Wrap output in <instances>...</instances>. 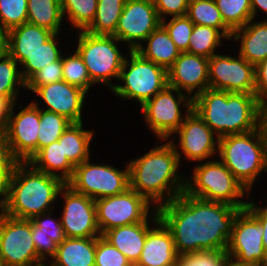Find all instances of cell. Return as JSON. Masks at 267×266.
Returning a JSON list of instances; mask_svg holds the SVG:
<instances>
[{
	"label": "cell",
	"instance_id": "6da1fadb",
	"mask_svg": "<svg viewBox=\"0 0 267 266\" xmlns=\"http://www.w3.org/2000/svg\"><path fill=\"white\" fill-rule=\"evenodd\" d=\"M241 210L190 196L185 191L157 208L159 218L172 233L178 255L227 250L234 220Z\"/></svg>",
	"mask_w": 267,
	"mask_h": 266
},
{
	"label": "cell",
	"instance_id": "7a4b0ae2",
	"mask_svg": "<svg viewBox=\"0 0 267 266\" xmlns=\"http://www.w3.org/2000/svg\"><path fill=\"white\" fill-rule=\"evenodd\" d=\"M177 151L174 141L170 140L128 165L129 187L148 202L152 200L159 203L156 208L171 202L185 191L186 183L176 173L181 158ZM163 197H166L165 202L162 201Z\"/></svg>",
	"mask_w": 267,
	"mask_h": 266
},
{
	"label": "cell",
	"instance_id": "3957f363",
	"mask_svg": "<svg viewBox=\"0 0 267 266\" xmlns=\"http://www.w3.org/2000/svg\"><path fill=\"white\" fill-rule=\"evenodd\" d=\"M262 102L256 94L206 89L193 98V110L218 138L259 128Z\"/></svg>",
	"mask_w": 267,
	"mask_h": 266
},
{
	"label": "cell",
	"instance_id": "277c9868",
	"mask_svg": "<svg viewBox=\"0 0 267 266\" xmlns=\"http://www.w3.org/2000/svg\"><path fill=\"white\" fill-rule=\"evenodd\" d=\"M28 162H18L4 192V213L31 220L46 213L66 183L59 177L46 174ZM27 167V168H26ZM50 205V206H49Z\"/></svg>",
	"mask_w": 267,
	"mask_h": 266
},
{
	"label": "cell",
	"instance_id": "5b68a950",
	"mask_svg": "<svg viewBox=\"0 0 267 266\" xmlns=\"http://www.w3.org/2000/svg\"><path fill=\"white\" fill-rule=\"evenodd\" d=\"M217 149L221 162L235 178L250 191L256 176L267 172V151L260 128L218 138Z\"/></svg>",
	"mask_w": 267,
	"mask_h": 266
},
{
	"label": "cell",
	"instance_id": "8992f818",
	"mask_svg": "<svg viewBox=\"0 0 267 266\" xmlns=\"http://www.w3.org/2000/svg\"><path fill=\"white\" fill-rule=\"evenodd\" d=\"M191 181H185V192L188 195L246 209L248 202L236 199L243 197L245 187L222 162L213 160L198 165Z\"/></svg>",
	"mask_w": 267,
	"mask_h": 266
},
{
	"label": "cell",
	"instance_id": "52a82bcc",
	"mask_svg": "<svg viewBox=\"0 0 267 266\" xmlns=\"http://www.w3.org/2000/svg\"><path fill=\"white\" fill-rule=\"evenodd\" d=\"M129 52L131 62L125 58L118 78L124 85H113L112 90L121 98L138 100L142 106L168 86L167 70L136 51Z\"/></svg>",
	"mask_w": 267,
	"mask_h": 266
},
{
	"label": "cell",
	"instance_id": "ba28073f",
	"mask_svg": "<svg viewBox=\"0 0 267 266\" xmlns=\"http://www.w3.org/2000/svg\"><path fill=\"white\" fill-rule=\"evenodd\" d=\"M76 51L82 57L93 83H109L111 77L119 78L125 57L122 56L115 42V36L95 35L80 31ZM115 41V42H114Z\"/></svg>",
	"mask_w": 267,
	"mask_h": 266
},
{
	"label": "cell",
	"instance_id": "9c48e42d",
	"mask_svg": "<svg viewBox=\"0 0 267 266\" xmlns=\"http://www.w3.org/2000/svg\"><path fill=\"white\" fill-rule=\"evenodd\" d=\"M36 263V264H35ZM32 240L31 220L0 214V266H41Z\"/></svg>",
	"mask_w": 267,
	"mask_h": 266
},
{
	"label": "cell",
	"instance_id": "30bf717a",
	"mask_svg": "<svg viewBox=\"0 0 267 266\" xmlns=\"http://www.w3.org/2000/svg\"><path fill=\"white\" fill-rule=\"evenodd\" d=\"M66 184L93 200L117 195L129 188V167L119 171L112 166L91 164L88 159L75 166Z\"/></svg>",
	"mask_w": 267,
	"mask_h": 266
},
{
	"label": "cell",
	"instance_id": "8fae6325",
	"mask_svg": "<svg viewBox=\"0 0 267 266\" xmlns=\"http://www.w3.org/2000/svg\"><path fill=\"white\" fill-rule=\"evenodd\" d=\"M151 203L130 187L124 192L95 200L101 235L113 228L144 222Z\"/></svg>",
	"mask_w": 267,
	"mask_h": 266
},
{
	"label": "cell",
	"instance_id": "7c38bea8",
	"mask_svg": "<svg viewBox=\"0 0 267 266\" xmlns=\"http://www.w3.org/2000/svg\"><path fill=\"white\" fill-rule=\"evenodd\" d=\"M172 91L177 93V100ZM183 102L187 110L193 109V98L187 99L182 91L167 86L141 106L147 124L158 138L167 140L181 126L185 117L182 118L179 106Z\"/></svg>",
	"mask_w": 267,
	"mask_h": 266
},
{
	"label": "cell",
	"instance_id": "4fadbf2b",
	"mask_svg": "<svg viewBox=\"0 0 267 266\" xmlns=\"http://www.w3.org/2000/svg\"><path fill=\"white\" fill-rule=\"evenodd\" d=\"M12 104L6 127L2 134L19 162H28L37 153L40 107L33 101L13 117Z\"/></svg>",
	"mask_w": 267,
	"mask_h": 266
},
{
	"label": "cell",
	"instance_id": "5bb4252c",
	"mask_svg": "<svg viewBox=\"0 0 267 266\" xmlns=\"http://www.w3.org/2000/svg\"><path fill=\"white\" fill-rule=\"evenodd\" d=\"M209 88L226 92L255 94V66L242 56L215 54L209 58Z\"/></svg>",
	"mask_w": 267,
	"mask_h": 266
},
{
	"label": "cell",
	"instance_id": "9a60e30c",
	"mask_svg": "<svg viewBox=\"0 0 267 266\" xmlns=\"http://www.w3.org/2000/svg\"><path fill=\"white\" fill-rule=\"evenodd\" d=\"M160 24L153 0H126L113 36L135 51Z\"/></svg>",
	"mask_w": 267,
	"mask_h": 266
},
{
	"label": "cell",
	"instance_id": "2e32d148",
	"mask_svg": "<svg viewBox=\"0 0 267 266\" xmlns=\"http://www.w3.org/2000/svg\"><path fill=\"white\" fill-rule=\"evenodd\" d=\"M262 238L259 221L247 209H242L234 220L227 253L239 262L266 266Z\"/></svg>",
	"mask_w": 267,
	"mask_h": 266
},
{
	"label": "cell",
	"instance_id": "e0dca14e",
	"mask_svg": "<svg viewBox=\"0 0 267 266\" xmlns=\"http://www.w3.org/2000/svg\"><path fill=\"white\" fill-rule=\"evenodd\" d=\"M60 193H63L62 196L66 200L61 217L65 236L69 238L101 236L97 224L95 200L75 192L67 184L60 190Z\"/></svg>",
	"mask_w": 267,
	"mask_h": 266
},
{
	"label": "cell",
	"instance_id": "ac0fdd59",
	"mask_svg": "<svg viewBox=\"0 0 267 266\" xmlns=\"http://www.w3.org/2000/svg\"><path fill=\"white\" fill-rule=\"evenodd\" d=\"M209 59L181 52L167 70L168 86L181 91L184 89L189 98H194L209 88ZM198 88L192 97L191 93Z\"/></svg>",
	"mask_w": 267,
	"mask_h": 266
},
{
	"label": "cell",
	"instance_id": "d6986e66",
	"mask_svg": "<svg viewBox=\"0 0 267 266\" xmlns=\"http://www.w3.org/2000/svg\"><path fill=\"white\" fill-rule=\"evenodd\" d=\"M176 132L179 134L180 148L188 159L201 161L215 153L214 132L195 110H187L185 119Z\"/></svg>",
	"mask_w": 267,
	"mask_h": 266
},
{
	"label": "cell",
	"instance_id": "ffe728a7",
	"mask_svg": "<svg viewBox=\"0 0 267 266\" xmlns=\"http://www.w3.org/2000/svg\"><path fill=\"white\" fill-rule=\"evenodd\" d=\"M34 93L46 102V111L64 116L72 123L82 122L81 112L86 91L62 80L39 86Z\"/></svg>",
	"mask_w": 267,
	"mask_h": 266
},
{
	"label": "cell",
	"instance_id": "44dd1931",
	"mask_svg": "<svg viewBox=\"0 0 267 266\" xmlns=\"http://www.w3.org/2000/svg\"><path fill=\"white\" fill-rule=\"evenodd\" d=\"M154 223L158 228L147 231L146 240L137 266H176L178 254L176 252L171 231L155 212Z\"/></svg>",
	"mask_w": 267,
	"mask_h": 266
},
{
	"label": "cell",
	"instance_id": "7402d4cb",
	"mask_svg": "<svg viewBox=\"0 0 267 266\" xmlns=\"http://www.w3.org/2000/svg\"><path fill=\"white\" fill-rule=\"evenodd\" d=\"M147 223L146 219L144 222L120 226L104 232L101 236L135 265L143 250L147 231L150 229Z\"/></svg>",
	"mask_w": 267,
	"mask_h": 266
},
{
	"label": "cell",
	"instance_id": "603a6c76",
	"mask_svg": "<svg viewBox=\"0 0 267 266\" xmlns=\"http://www.w3.org/2000/svg\"><path fill=\"white\" fill-rule=\"evenodd\" d=\"M54 34L49 29L29 23L14 27L9 30V55L21 64Z\"/></svg>",
	"mask_w": 267,
	"mask_h": 266
},
{
	"label": "cell",
	"instance_id": "cb8c5ba5",
	"mask_svg": "<svg viewBox=\"0 0 267 266\" xmlns=\"http://www.w3.org/2000/svg\"><path fill=\"white\" fill-rule=\"evenodd\" d=\"M252 21L234 30L232 37L235 40L241 39L239 55L256 67L267 59V20L254 24L251 23Z\"/></svg>",
	"mask_w": 267,
	"mask_h": 266
},
{
	"label": "cell",
	"instance_id": "d4e9b609",
	"mask_svg": "<svg viewBox=\"0 0 267 266\" xmlns=\"http://www.w3.org/2000/svg\"><path fill=\"white\" fill-rule=\"evenodd\" d=\"M96 241L97 237H65L50 266H95Z\"/></svg>",
	"mask_w": 267,
	"mask_h": 266
},
{
	"label": "cell",
	"instance_id": "484cf974",
	"mask_svg": "<svg viewBox=\"0 0 267 266\" xmlns=\"http://www.w3.org/2000/svg\"><path fill=\"white\" fill-rule=\"evenodd\" d=\"M147 47L140 45L135 51L144 59L168 70L180 55V50L171 40L166 29L160 24L146 39Z\"/></svg>",
	"mask_w": 267,
	"mask_h": 266
},
{
	"label": "cell",
	"instance_id": "4316f807",
	"mask_svg": "<svg viewBox=\"0 0 267 266\" xmlns=\"http://www.w3.org/2000/svg\"><path fill=\"white\" fill-rule=\"evenodd\" d=\"M28 163L29 169L33 166L41 172L61 178L65 183L72 178L75 169L63 153L62 142L58 140L41 148ZM59 170L62 171L61 175L56 174Z\"/></svg>",
	"mask_w": 267,
	"mask_h": 266
},
{
	"label": "cell",
	"instance_id": "83f0119b",
	"mask_svg": "<svg viewBox=\"0 0 267 266\" xmlns=\"http://www.w3.org/2000/svg\"><path fill=\"white\" fill-rule=\"evenodd\" d=\"M83 123H72L58 139L62 142V150L68 160L77 166L89 159V145L93 136V130H83Z\"/></svg>",
	"mask_w": 267,
	"mask_h": 266
},
{
	"label": "cell",
	"instance_id": "f1b7e54d",
	"mask_svg": "<svg viewBox=\"0 0 267 266\" xmlns=\"http://www.w3.org/2000/svg\"><path fill=\"white\" fill-rule=\"evenodd\" d=\"M27 23L58 34L63 19L60 0H28Z\"/></svg>",
	"mask_w": 267,
	"mask_h": 266
},
{
	"label": "cell",
	"instance_id": "f546056e",
	"mask_svg": "<svg viewBox=\"0 0 267 266\" xmlns=\"http://www.w3.org/2000/svg\"><path fill=\"white\" fill-rule=\"evenodd\" d=\"M186 16L197 25L219 29L229 39L233 31L224 23L215 0H189Z\"/></svg>",
	"mask_w": 267,
	"mask_h": 266
},
{
	"label": "cell",
	"instance_id": "4dcf8cb0",
	"mask_svg": "<svg viewBox=\"0 0 267 266\" xmlns=\"http://www.w3.org/2000/svg\"><path fill=\"white\" fill-rule=\"evenodd\" d=\"M125 2L126 0H98L95 18L85 31L113 36Z\"/></svg>",
	"mask_w": 267,
	"mask_h": 266
},
{
	"label": "cell",
	"instance_id": "1f68e13d",
	"mask_svg": "<svg viewBox=\"0 0 267 266\" xmlns=\"http://www.w3.org/2000/svg\"><path fill=\"white\" fill-rule=\"evenodd\" d=\"M221 38H227L219 29L194 24L190 36L188 53L210 58L221 43Z\"/></svg>",
	"mask_w": 267,
	"mask_h": 266
},
{
	"label": "cell",
	"instance_id": "d6a6232c",
	"mask_svg": "<svg viewBox=\"0 0 267 266\" xmlns=\"http://www.w3.org/2000/svg\"><path fill=\"white\" fill-rule=\"evenodd\" d=\"M56 37L57 34H54L48 41L43 43L39 49L29 54L21 63L24 68H26L23 72L21 71L25 82L43 67H47L48 64L58 61L62 57L55 42Z\"/></svg>",
	"mask_w": 267,
	"mask_h": 266
},
{
	"label": "cell",
	"instance_id": "836d02e7",
	"mask_svg": "<svg viewBox=\"0 0 267 266\" xmlns=\"http://www.w3.org/2000/svg\"><path fill=\"white\" fill-rule=\"evenodd\" d=\"M224 23L232 30L253 20L251 0H215Z\"/></svg>",
	"mask_w": 267,
	"mask_h": 266
},
{
	"label": "cell",
	"instance_id": "e575fe53",
	"mask_svg": "<svg viewBox=\"0 0 267 266\" xmlns=\"http://www.w3.org/2000/svg\"><path fill=\"white\" fill-rule=\"evenodd\" d=\"M70 124L72 122L66 117L40 109L37 152L41 148L57 141Z\"/></svg>",
	"mask_w": 267,
	"mask_h": 266
},
{
	"label": "cell",
	"instance_id": "d590c367",
	"mask_svg": "<svg viewBox=\"0 0 267 266\" xmlns=\"http://www.w3.org/2000/svg\"><path fill=\"white\" fill-rule=\"evenodd\" d=\"M60 2L63 17L67 13L73 26L84 31L91 25L96 15L98 0H60Z\"/></svg>",
	"mask_w": 267,
	"mask_h": 266
},
{
	"label": "cell",
	"instance_id": "8d00e7d4",
	"mask_svg": "<svg viewBox=\"0 0 267 266\" xmlns=\"http://www.w3.org/2000/svg\"><path fill=\"white\" fill-rule=\"evenodd\" d=\"M17 61L10 55L0 59V95L6 97L12 104L18 94V87H26L21 71L17 69Z\"/></svg>",
	"mask_w": 267,
	"mask_h": 266
},
{
	"label": "cell",
	"instance_id": "74e56055",
	"mask_svg": "<svg viewBox=\"0 0 267 266\" xmlns=\"http://www.w3.org/2000/svg\"><path fill=\"white\" fill-rule=\"evenodd\" d=\"M62 75L65 82L79 87L86 92L94 84L91 81L82 57L77 51L70 57H62Z\"/></svg>",
	"mask_w": 267,
	"mask_h": 266
},
{
	"label": "cell",
	"instance_id": "f35d334b",
	"mask_svg": "<svg viewBox=\"0 0 267 266\" xmlns=\"http://www.w3.org/2000/svg\"><path fill=\"white\" fill-rule=\"evenodd\" d=\"M28 0H0V25L8 30L27 23Z\"/></svg>",
	"mask_w": 267,
	"mask_h": 266
},
{
	"label": "cell",
	"instance_id": "ab89813d",
	"mask_svg": "<svg viewBox=\"0 0 267 266\" xmlns=\"http://www.w3.org/2000/svg\"><path fill=\"white\" fill-rule=\"evenodd\" d=\"M161 25L166 29L180 52H187L194 23L185 15L173 17L167 24L163 19Z\"/></svg>",
	"mask_w": 267,
	"mask_h": 266
},
{
	"label": "cell",
	"instance_id": "60d3db41",
	"mask_svg": "<svg viewBox=\"0 0 267 266\" xmlns=\"http://www.w3.org/2000/svg\"><path fill=\"white\" fill-rule=\"evenodd\" d=\"M227 250H201L178 256L176 266H226Z\"/></svg>",
	"mask_w": 267,
	"mask_h": 266
},
{
	"label": "cell",
	"instance_id": "b9f144b4",
	"mask_svg": "<svg viewBox=\"0 0 267 266\" xmlns=\"http://www.w3.org/2000/svg\"><path fill=\"white\" fill-rule=\"evenodd\" d=\"M95 266H133L115 246L102 236L97 237Z\"/></svg>",
	"mask_w": 267,
	"mask_h": 266
},
{
	"label": "cell",
	"instance_id": "7bdbcfd3",
	"mask_svg": "<svg viewBox=\"0 0 267 266\" xmlns=\"http://www.w3.org/2000/svg\"><path fill=\"white\" fill-rule=\"evenodd\" d=\"M63 80L62 75V57L53 63L43 67L35 73L27 82L26 88L35 91L39 86L51 84Z\"/></svg>",
	"mask_w": 267,
	"mask_h": 266
},
{
	"label": "cell",
	"instance_id": "ee69618b",
	"mask_svg": "<svg viewBox=\"0 0 267 266\" xmlns=\"http://www.w3.org/2000/svg\"><path fill=\"white\" fill-rule=\"evenodd\" d=\"M19 161L13 156L3 134L0 135V189L4 192Z\"/></svg>",
	"mask_w": 267,
	"mask_h": 266
},
{
	"label": "cell",
	"instance_id": "f6af8a7d",
	"mask_svg": "<svg viewBox=\"0 0 267 266\" xmlns=\"http://www.w3.org/2000/svg\"><path fill=\"white\" fill-rule=\"evenodd\" d=\"M47 214H40L31 219V222L41 229V232L45 233L50 237L57 245H59L65 239V233L61 224V221L58 223L54 219L52 220L49 217H46ZM43 219V220H42Z\"/></svg>",
	"mask_w": 267,
	"mask_h": 266
},
{
	"label": "cell",
	"instance_id": "bcb514c9",
	"mask_svg": "<svg viewBox=\"0 0 267 266\" xmlns=\"http://www.w3.org/2000/svg\"><path fill=\"white\" fill-rule=\"evenodd\" d=\"M31 233L38 257L42 261L45 260L46 254L53 258L56 255L58 245L45 233L41 232V229L35 226L32 222Z\"/></svg>",
	"mask_w": 267,
	"mask_h": 266
},
{
	"label": "cell",
	"instance_id": "7dc6e473",
	"mask_svg": "<svg viewBox=\"0 0 267 266\" xmlns=\"http://www.w3.org/2000/svg\"><path fill=\"white\" fill-rule=\"evenodd\" d=\"M153 2L161 21L165 15L185 16L188 11L189 0H153Z\"/></svg>",
	"mask_w": 267,
	"mask_h": 266
},
{
	"label": "cell",
	"instance_id": "c3c4849f",
	"mask_svg": "<svg viewBox=\"0 0 267 266\" xmlns=\"http://www.w3.org/2000/svg\"><path fill=\"white\" fill-rule=\"evenodd\" d=\"M255 94L262 103L267 102V59L255 67Z\"/></svg>",
	"mask_w": 267,
	"mask_h": 266
},
{
	"label": "cell",
	"instance_id": "681fc988",
	"mask_svg": "<svg viewBox=\"0 0 267 266\" xmlns=\"http://www.w3.org/2000/svg\"><path fill=\"white\" fill-rule=\"evenodd\" d=\"M254 202H248L246 209L259 221L263 230V248L266 255L267 266V206L265 208L257 207Z\"/></svg>",
	"mask_w": 267,
	"mask_h": 266
},
{
	"label": "cell",
	"instance_id": "f907efd6",
	"mask_svg": "<svg viewBox=\"0 0 267 266\" xmlns=\"http://www.w3.org/2000/svg\"><path fill=\"white\" fill-rule=\"evenodd\" d=\"M11 107L12 103L0 95V132H3L6 127Z\"/></svg>",
	"mask_w": 267,
	"mask_h": 266
},
{
	"label": "cell",
	"instance_id": "816d5d0a",
	"mask_svg": "<svg viewBox=\"0 0 267 266\" xmlns=\"http://www.w3.org/2000/svg\"><path fill=\"white\" fill-rule=\"evenodd\" d=\"M9 55V30L0 25V59Z\"/></svg>",
	"mask_w": 267,
	"mask_h": 266
},
{
	"label": "cell",
	"instance_id": "f5cc1de1",
	"mask_svg": "<svg viewBox=\"0 0 267 266\" xmlns=\"http://www.w3.org/2000/svg\"><path fill=\"white\" fill-rule=\"evenodd\" d=\"M259 128L262 132L267 151V102L263 103L261 106L259 116Z\"/></svg>",
	"mask_w": 267,
	"mask_h": 266
},
{
	"label": "cell",
	"instance_id": "db71d44e",
	"mask_svg": "<svg viewBox=\"0 0 267 266\" xmlns=\"http://www.w3.org/2000/svg\"><path fill=\"white\" fill-rule=\"evenodd\" d=\"M257 8H260L267 13V0H251L253 18L256 15Z\"/></svg>",
	"mask_w": 267,
	"mask_h": 266
},
{
	"label": "cell",
	"instance_id": "11a10c76",
	"mask_svg": "<svg viewBox=\"0 0 267 266\" xmlns=\"http://www.w3.org/2000/svg\"><path fill=\"white\" fill-rule=\"evenodd\" d=\"M232 260V257H229L226 266H264L262 264L242 263L237 261L236 259H234V261Z\"/></svg>",
	"mask_w": 267,
	"mask_h": 266
},
{
	"label": "cell",
	"instance_id": "9f6ffc18",
	"mask_svg": "<svg viewBox=\"0 0 267 266\" xmlns=\"http://www.w3.org/2000/svg\"><path fill=\"white\" fill-rule=\"evenodd\" d=\"M0 196H4V191L2 189H0ZM2 199V200H1ZM0 199V209L2 212H4V208H5V200L4 197Z\"/></svg>",
	"mask_w": 267,
	"mask_h": 266
}]
</instances>
